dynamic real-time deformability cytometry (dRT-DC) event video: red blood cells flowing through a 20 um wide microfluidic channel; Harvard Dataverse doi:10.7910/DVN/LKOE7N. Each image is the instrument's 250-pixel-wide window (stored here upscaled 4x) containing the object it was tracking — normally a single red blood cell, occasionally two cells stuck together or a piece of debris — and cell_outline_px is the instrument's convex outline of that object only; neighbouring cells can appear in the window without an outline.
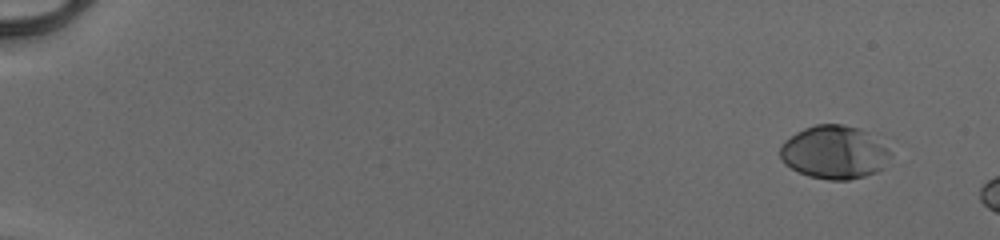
{"species": "human", "species_latin": "Homo sapiens", "temperature_condition": "cold", "stored_images_in_passage": 7, "camera_frame_rate_fps": 3000, "um_per_image_px": 0.085, "donor": {"sex": "male"}, "frame": {"image": 1, "passage_image": 1, "time_ms": 0.0, "image_size_px": [1000, 240], "cell_outline_px": [[892, 152], [884, 168], [876, 172], [864, 176], [848, 180], [828, 180], [808, 176], [784, 164], [780, 156], [780, 148], [784, 140], [796, 132], [804, 128], [816, 124], [840, 124], [860, 128], [868, 132]], "centroid_in_image_um": [70.91, 12.94], "position_along_channel_um": 14.1, "area_um2": 34.33}}